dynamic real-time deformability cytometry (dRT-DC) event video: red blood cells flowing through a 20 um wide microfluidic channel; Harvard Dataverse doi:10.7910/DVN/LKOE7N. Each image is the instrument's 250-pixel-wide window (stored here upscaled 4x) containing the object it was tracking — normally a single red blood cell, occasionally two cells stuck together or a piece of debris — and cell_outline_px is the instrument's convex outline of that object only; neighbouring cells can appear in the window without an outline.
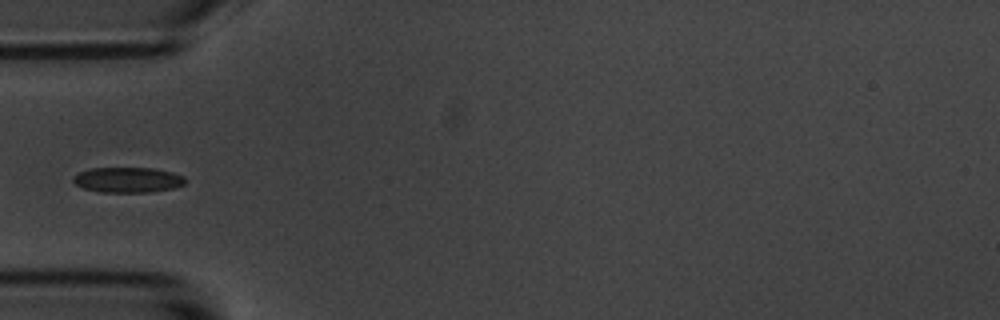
{"species": "common noctule bat (a hibernating species)", "species_latin": "Nyctalus noctula", "temperature_condition": "room temperature", "stored_images_in_passage": 6, "camera_frame_rate_fps": 3000, "um_per_image_px": 0.085, "animal": {"sex": "male", "body_mass_g": 20.1, "forearm_length_mm": 53.5}, "frame": {"image": 1, "passage_image": 6, "time_ms": 5.667, "image_size_px": [1000, 320], "cell_outline_px": [[188, 180], [184, 184], [176, 188], [148, 192], [100, 192], [84, 188], [76, 184], [72, 180], [72, 176], [80, 172], [92, 168], [152, 168], [172, 172], [184, 176]], "centroid_in_image_um": [10.89, 15.29], "position_along_channel_um": 74.1, "area_um2": 16.59}}